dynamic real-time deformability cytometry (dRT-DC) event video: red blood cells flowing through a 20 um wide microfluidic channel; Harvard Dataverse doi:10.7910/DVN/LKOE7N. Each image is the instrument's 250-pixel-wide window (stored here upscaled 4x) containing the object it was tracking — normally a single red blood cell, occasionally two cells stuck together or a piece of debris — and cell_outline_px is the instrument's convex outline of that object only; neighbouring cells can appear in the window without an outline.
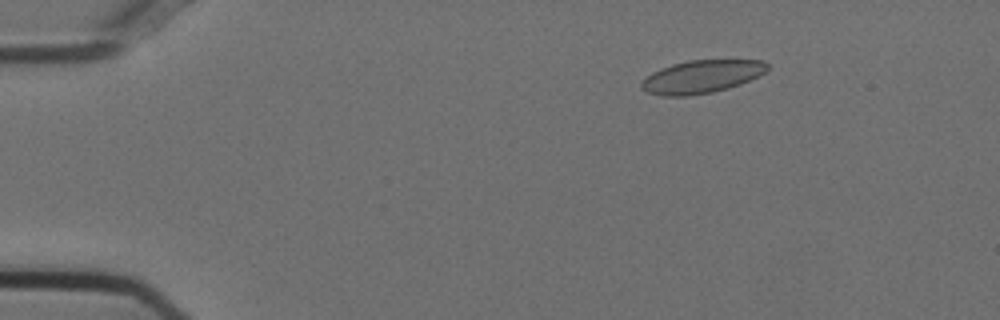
{"species": "Egyptian fruit bat (a non-hibernating species)", "species_latin": "Rousettus aegyptiacus", "temperature_condition": "cold", "stored_images_in_passage": 55, "camera_frame_rate_fps": 3000, "um_per_image_px": 0.085, "animal": {"sex": "female"}, "frame": {"image": 1, "passage_image": 9, "time_ms": 2.667, "image_size_px": [1000, 320], "cell_outline_px": [[768, 68], [764, 72], [740, 84], [728, 88], [712, 92], [688, 96], [660, 96], [648, 92], [640, 88], [640, 84], [652, 72], [660, 68], [672, 64], [688, 60], [764, 60], [768, 64]], "centroid_in_image_um": [59.6, 6.51], "position_along_channel_um": 25.4, "area_um2": 24.04}}
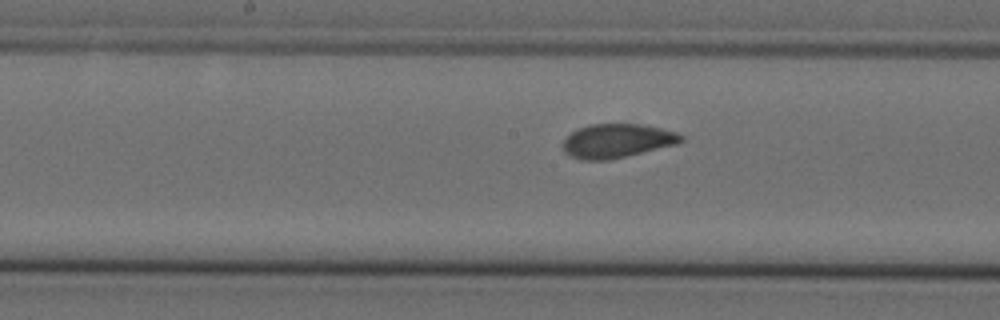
{"frame": {"image": 2, "passage_image": 29, "time_ms": 9.333, "image_size_px": [1000, 320], "cell_outline_px": [[684, 140], [676, 144], [608, 160], [580, 160], [564, 152], [564, 140], [576, 128], [588, 124], [644, 124], [676, 132], [684, 136]], "centroid_in_image_um": [52.44, 11.96], "position_along_channel_um": 195.8, "area_um2": 23.24}}
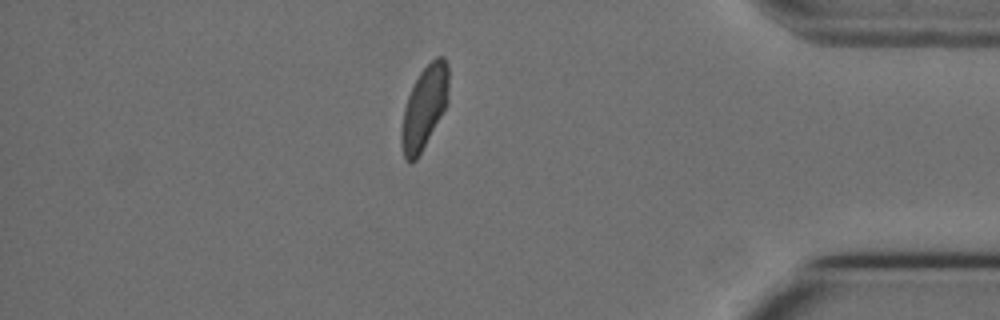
{"frame": {"image": 3, "passage_image": 48, "time_ms": 15.667, "image_size_px": [1000, 320], "cell_outline_px": [[448, 104], [416, 160], [412, 164], [408, 164], [404, 160], [400, 144], [400, 132], [404, 108], [408, 96], [420, 72], [436, 56], [444, 56], [448, 64]], "centroid_in_image_um": [36.05, 9.18], "position_along_channel_um": 399.1, "area_um2": 22.95}, "authors_computed_cell_mechanics": {"area_um2": 23.6402, "velocity_mm_per_s": 3.715, "shape_relaxation_time_tau1_ms": 5.6968, "shape_relaxation_time_tau2_ms": null, "deformation_change_tau1": 0.1193, "deformation_change_tau2": null}}